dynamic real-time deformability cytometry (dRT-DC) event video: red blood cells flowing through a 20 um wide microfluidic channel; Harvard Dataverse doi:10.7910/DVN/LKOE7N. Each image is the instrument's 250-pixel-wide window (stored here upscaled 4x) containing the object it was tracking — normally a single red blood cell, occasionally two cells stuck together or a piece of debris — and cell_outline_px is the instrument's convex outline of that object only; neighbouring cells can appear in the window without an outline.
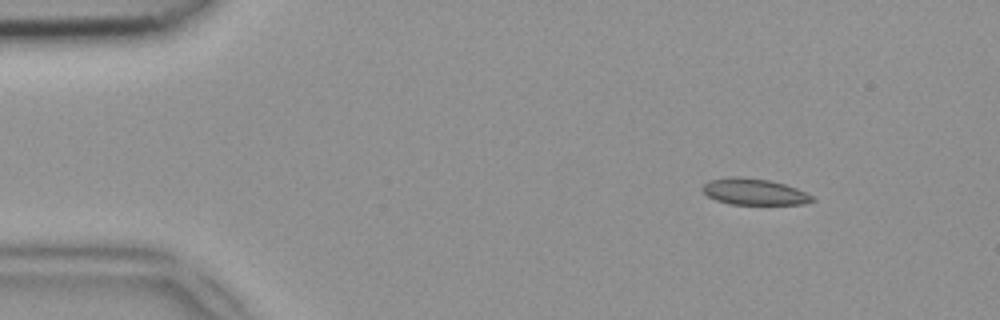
{"species": "common noctule bat (a hibernating species)", "species_latin": "Nyctalus noctula", "temperature_condition": "room temperature", "stored_images_in_passage": 45, "segment_of_instrument_passage": [1, 2], "camera_frame_rate_fps": 3000, "um_per_image_px": 0.085, "animal": {"sex": "female", "body_mass_g": 18.4}, "frame": {"image": 1, "passage_image": 1, "time_ms": 0.0, "image_size_px": [1000, 320], "cell_outline_px": [[816, 200], [804, 204], [728, 204], [716, 200], [708, 196], [700, 188], [708, 180], [732, 176], [740, 176], [768, 180], [784, 184], [796, 188], [812, 196]], "centroid_in_image_um": [64.06, 16.29], "position_along_channel_um": 20.9, "area_um2": 16.82}}
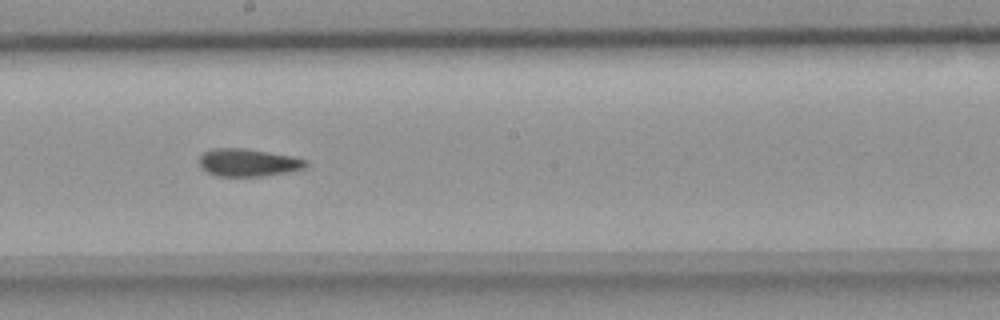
{"frame": {"image": 2, "passage_image": 22, "time_ms": 7.0, "image_size_px": [1000, 320], "cell_outline_px": [[308, 164], [304, 168], [264, 176], [216, 176], [208, 172], [200, 164], [200, 156], [204, 152], [212, 148], [244, 148], [292, 156], [304, 160]], "centroid_in_image_um": [21.06, 13.81], "position_along_channel_um": 227.1, "area_um2": 16.88}}
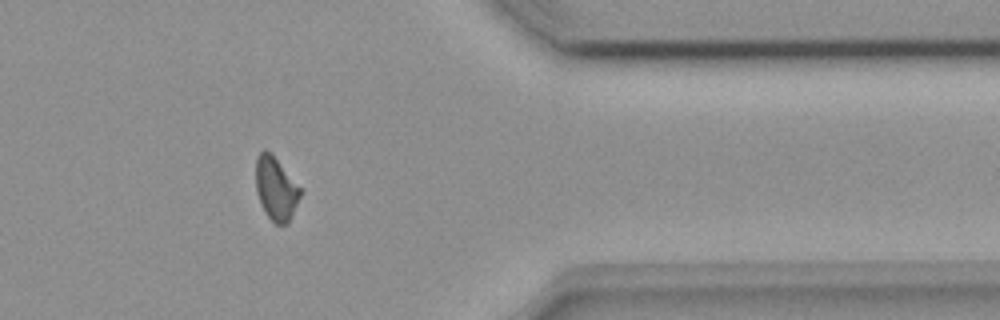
{"frame": {"image": 3, "passage_image": 35, "time_ms": 11.333, "image_size_px": [1000, 320], "cell_outline_px": [[300, 196], [288, 224], [276, 224], [268, 216], [256, 192], [256, 156], [264, 148], [272, 152], [300, 188]], "centroid_in_image_um": [23.43, 15.98], "position_along_channel_um": 388.0, "area_um2": 16.18}}